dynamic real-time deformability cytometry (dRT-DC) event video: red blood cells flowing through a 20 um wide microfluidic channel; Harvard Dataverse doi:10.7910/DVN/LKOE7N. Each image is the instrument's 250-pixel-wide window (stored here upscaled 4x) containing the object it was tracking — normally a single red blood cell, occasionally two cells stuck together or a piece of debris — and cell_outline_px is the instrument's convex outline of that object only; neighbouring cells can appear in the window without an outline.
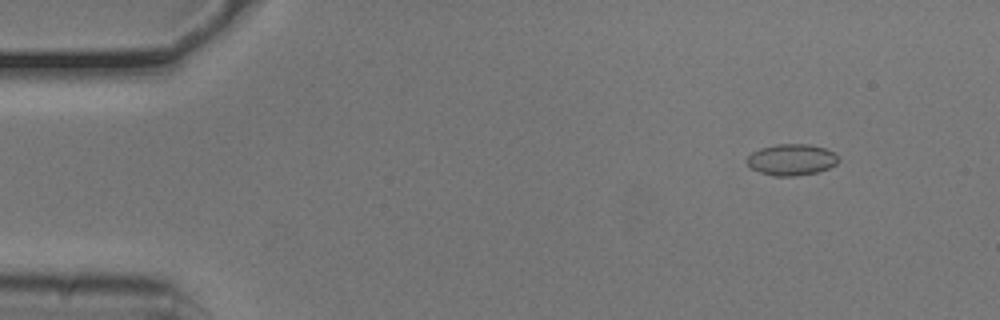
{"species": "common noctule bat (a hibernating species)", "species_latin": "Nyctalus noctula", "temperature_condition": "cold", "stored_images_in_passage": 28, "camera_frame_rate_fps": 3000, "um_per_image_px": 0.085, "animal": {"sex": "male", "body_mass_g": 20.5, "forearm_length_mm": 52.5}, "frame": {"image": 1, "passage_image": 1, "time_ms": 0.0, "image_size_px": [1000, 320], "cell_outline_px": [[840, 160], [836, 164], [828, 168], [816, 172], [796, 176], [776, 176], [760, 172], [752, 168], [748, 164], [748, 156], [752, 152], [760, 148], [776, 144], [808, 144], [824, 148], [832, 152]], "centroid_in_image_um": [67.28, 13.57], "position_along_channel_um": 17.7, "area_um2": 16.47}}
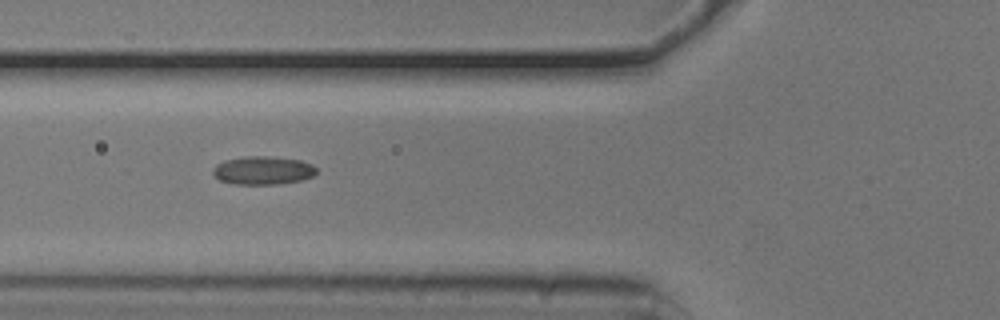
{"frame": {"image": 2, "passage_image": 15, "time_ms": 4.667, "image_size_px": [1000, 320], "cell_outline_px": [[316, 172], [312, 176], [300, 180], [276, 184], [236, 184], [220, 180], [212, 172], [212, 168], [216, 164], [224, 160], [244, 156], [264, 156], [300, 160], [312, 164], [316, 168]], "centroid_in_image_um": [22.32, 14.47], "position_along_channel_um": 103.5, "area_um2": 16.94}}
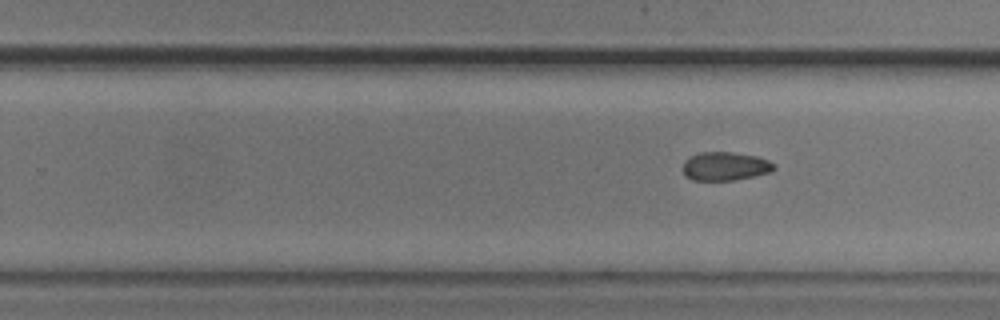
{"frame": {"image": 3, "passage_image": 28, "time_ms": 9.0, "image_size_px": [1000, 320], "cell_outline_px": [[776, 168], [772, 172], [732, 180], [692, 180], [684, 176], [684, 160], [688, 156], [700, 152], [732, 152], [756, 156], [768, 160], [776, 164]], "centroid_in_image_um": [61.64, 14.12], "position_along_channel_um": 268.2, "area_um2": 15.26}}